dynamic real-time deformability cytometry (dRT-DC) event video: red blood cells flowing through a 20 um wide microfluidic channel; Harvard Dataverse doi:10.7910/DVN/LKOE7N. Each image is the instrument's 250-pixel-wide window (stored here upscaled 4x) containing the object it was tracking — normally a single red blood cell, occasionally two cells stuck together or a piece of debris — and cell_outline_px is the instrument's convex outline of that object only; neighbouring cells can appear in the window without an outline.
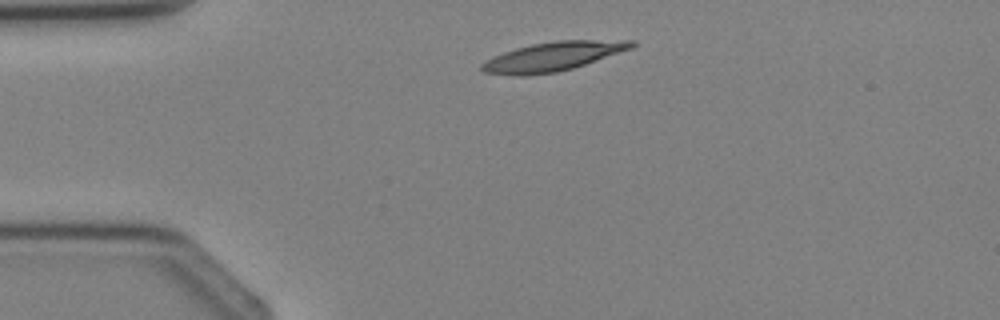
{"species": "Egyptian fruit bat (a non-hibernating species)", "species_latin": "Rousettus aegyptiacus", "temperature_condition": "cold", "stored_images_in_passage": 2, "camera_frame_rate_fps": 3000, "um_per_image_px": 0.085, "animal": {"sex": "female"}, "frame": {"image": 1, "passage_image": 1, "time_ms": 0.0, "image_size_px": [1000, 320], "cell_outline_px": [[636, 44], [632, 48], [572, 68], [556, 72], [524, 76], [512, 76], [484, 72], [480, 68], [480, 64], [492, 56], [516, 48], [532, 44], [556, 40], [636, 40]], "centroid_in_image_um": [46.96, 4.8], "position_along_channel_um": 38.0, "area_um2": 25.32}}